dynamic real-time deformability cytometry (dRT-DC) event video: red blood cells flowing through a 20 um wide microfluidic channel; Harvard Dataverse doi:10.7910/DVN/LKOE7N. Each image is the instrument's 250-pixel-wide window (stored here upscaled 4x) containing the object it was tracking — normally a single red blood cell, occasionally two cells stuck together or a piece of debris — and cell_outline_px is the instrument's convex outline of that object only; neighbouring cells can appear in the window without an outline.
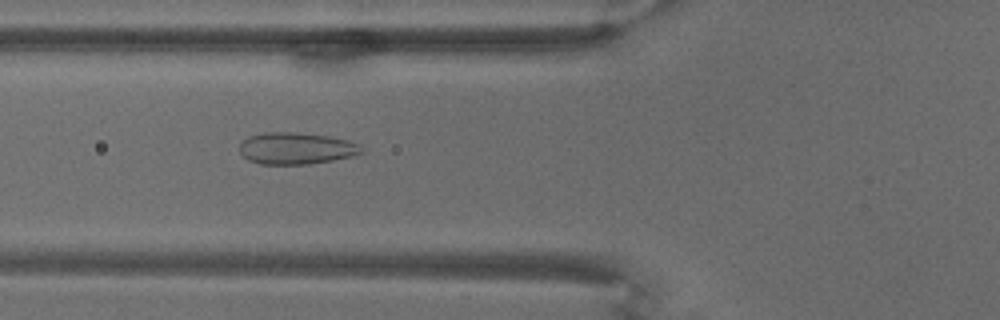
{"species": "common noctule bat (a hibernating species)", "species_latin": "Nyctalus noctula", "temperature_condition": "warm", "stored_images_in_passage": 72, "camera_frame_rate_fps": 3000, "um_per_image_px": 0.085, "animal": {"sex": "male", "body_mass_g": 18.8}, "frame": {"image": 1, "passage_image": 28, "time_ms": 9.0, "image_size_px": [1000, 320], "cell_outline_px": [[364, 152], [352, 156], [332, 160], [308, 164], [260, 164], [248, 160], [240, 152], [240, 144], [248, 136], [264, 132], [292, 132], [328, 136], [348, 140], [360, 144]], "centroid_in_image_um": [25.18, 12.61], "position_along_channel_um": 100.6, "area_um2": 22.54}}
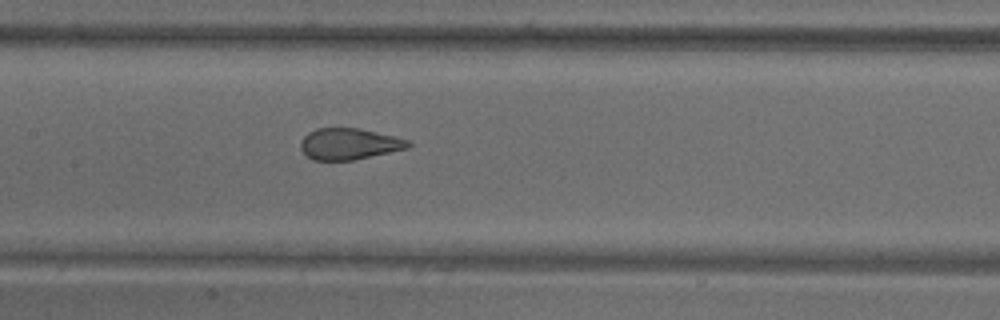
{"frame": {"image": 2, "passage_image": 36, "time_ms": 11.667, "image_size_px": [1000, 320], "cell_outline_px": [[412, 144], [408, 148], [356, 160], [312, 160], [300, 148], [300, 140], [308, 132], [316, 128], [360, 128], [408, 140]], "centroid_in_image_um": [29.65, 12.23], "position_along_channel_um": 177.7, "area_um2": 19.65}}
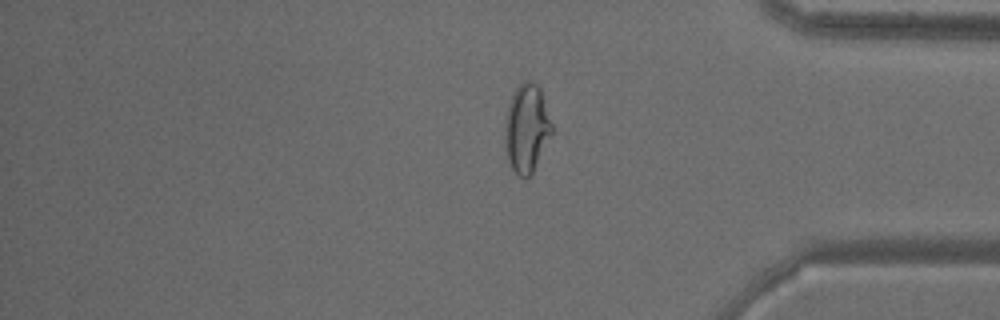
{"frame": {"image": 3, "passage_image": 60, "time_ms": 19.667, "image_size_px": [1000, 320], "cell_outline_px": [[552, 132], [532, 172], [524, 180], [512, 168], [508, 160], [504, 148], [504, 124], [508, 104], [512, 92], [524, 80], [528, 80], [536, 84], [540, 88], [552, 124]], "centroid_in_image_um": [44.73, 10.88], "position_along_channel_um": 390.5, "area_um2": 24.1}}